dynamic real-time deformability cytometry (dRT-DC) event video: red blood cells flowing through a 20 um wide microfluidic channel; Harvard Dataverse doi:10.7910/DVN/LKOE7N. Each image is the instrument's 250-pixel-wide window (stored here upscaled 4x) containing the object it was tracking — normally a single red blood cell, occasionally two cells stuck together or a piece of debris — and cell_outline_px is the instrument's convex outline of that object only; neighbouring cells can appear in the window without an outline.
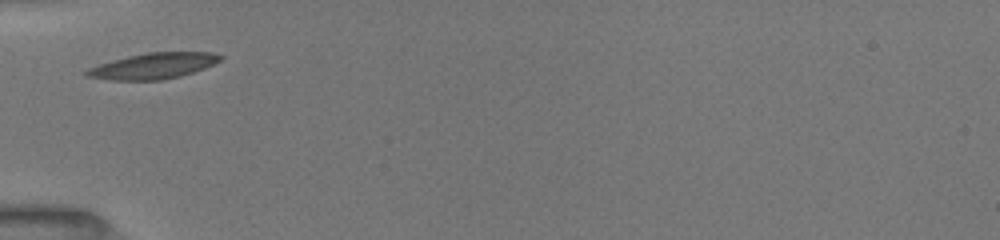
{"species": "common noctule bat (a hibernating species)", "species_latin": "Nyctalus noctula", "temperature_condition": "room temperature", "stored_images_in_passage": 34, "camera_frame_rate_fps": 3000, "um_per_image_px": 0.085, "animal": {"sex": "female", "body_mass_g": 19.5, "forearm_length_mm": 54.1}, "frame": {"image": 1, "passage_image": 1, "time_ms": 0.0, "image_size_px": [1000, 240], "cell_outline_px": [[224, 56], [220, 60], [204, 68], [180, 76], [164, 80], [108, 80], [84, 76], [84, 72], [88, 68], [100, 64], [128, 56], [148, 52], [212, 52]], "centroid_in_image_um": [13.01, 5.61], "position_along_channel_um": 72.0, "area_um2": 20.06}}
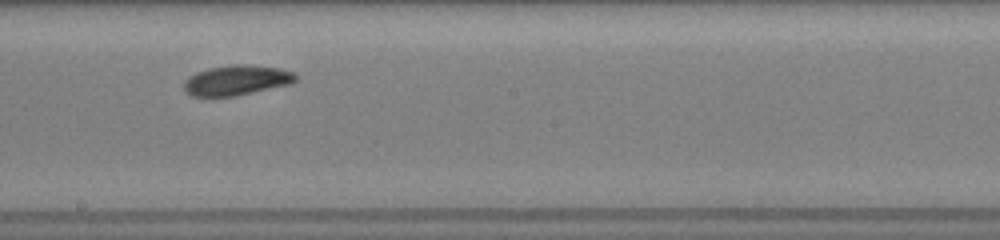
{"frame": {"image": 2, "passage_image": 18, "time_ms": 4.0, "image_size_px": [1000, 240], "cell_outline_px": [[300, 76], [292, 84], [236, 96], [192, 96], [184, 88], [184, 80], [188, 76], [196, 72], [208, 68], [236, 64], [280, 68], [296, 72]], "centroid_in_image_um": [20.16, 6.82], "position_along_channel_um": 228.0, "area_um2": 19.71}}
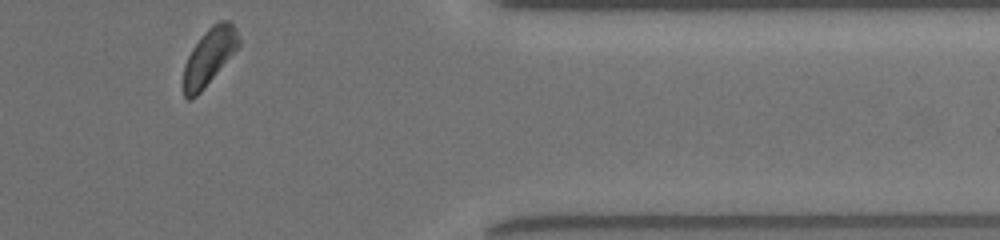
{"frame": {"image": 3, "passage_image": 33, "time_ms": 8.667, "image_size_px": [1000, 240], "cell_outline_px": [[240, 44], [200, 92], [196, 96], [188, 100], [184, 96], [184, 64], [192, 48], [204, 32], [212, 24], [220, 20], [232, 20], [236, 28], [240, 40]], "centroid_in_image_um": [17.79, 4.75], "position_along_channel_um": 393.6, "area_um2": 17.86}, "authors_computed_cell_mechanics": {"area_um2": 19.4208, "velocity_mm_per_s": 3.9388, "shape_relaxation_time_tau1_ms": 1.8785, "shape_relaxation_time_tau2_ms": 9.5701, "deformation_change_tau1": 0.0856, "deformation_change_tau2": 0.1727}}